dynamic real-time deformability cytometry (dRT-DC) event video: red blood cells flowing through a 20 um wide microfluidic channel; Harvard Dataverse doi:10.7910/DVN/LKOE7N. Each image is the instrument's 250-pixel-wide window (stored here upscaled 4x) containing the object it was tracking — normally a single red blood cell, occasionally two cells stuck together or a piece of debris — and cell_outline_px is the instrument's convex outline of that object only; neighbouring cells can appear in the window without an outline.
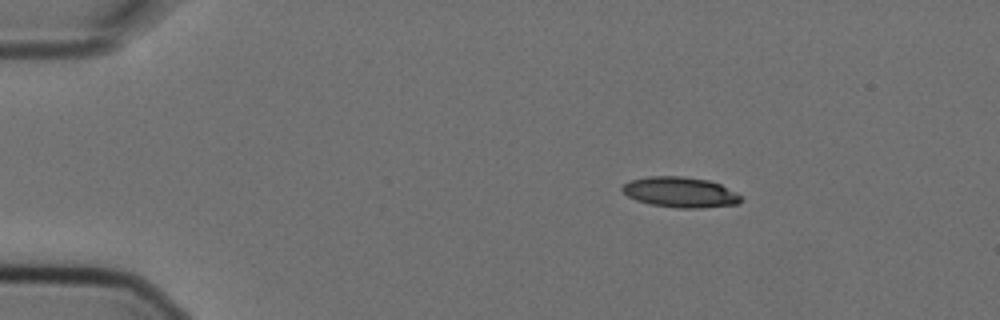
{"species": "Egyptian fruit bat (a non-hibernating species)", "species_latin": "Rousettus aegyptiacus", "temperature_condition": "cold", "stored_images_in_passage": 2, "camera_frame_rate_fps": 3000, "um_per_image_px": 0.085, "animal": {"sex": "female"}, "frame": {"image": 1, "passage_image": 1, "time_ms": 0.0, "image_size_px": [1000, 320], "cell_outline_px": [[740, 200], [736, 204], [700, 208], [676, 208], [652, 204], [636, 200], [628, 196], [620, 188], [628, 180], [648, 176], [684, 176], [708, 180], [720, 184], [736, 192], [740, 196]], "centroid_in_image_um": [57.78, 16.32], "position_along_channel_um": 27.2, "area_um2": 20.98}}